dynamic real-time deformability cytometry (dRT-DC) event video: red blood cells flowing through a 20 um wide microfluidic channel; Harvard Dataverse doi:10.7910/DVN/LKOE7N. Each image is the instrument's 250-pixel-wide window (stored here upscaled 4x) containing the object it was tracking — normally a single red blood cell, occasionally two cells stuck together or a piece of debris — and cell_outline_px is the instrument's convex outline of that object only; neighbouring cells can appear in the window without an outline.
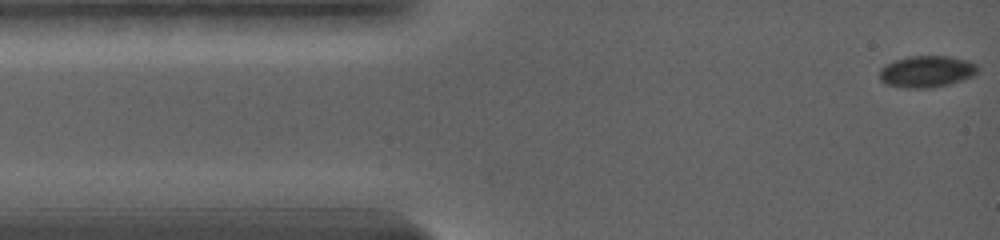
{"species": "common noctule bat (a hibernating species)", "species_latin": "Nyctalus noctula", "temperature_condition": "warm", "stored_images_in_passage": 67, "camera_frame_rate_fps": 5000, "um_per_image_px": 0.085, "animal": {"sex": "female", "body_mass_g": 19.0, "forearm_length_mm": 56.7}, "frame": {"image": 1, "passage_image": 1, "time_ms": 0.0, "image_size_px": [1000, 240], "cell_outline_px": [[976, 72], [968, 76], [944, 84], [892, 84], [884, 80], [880, 76], [880, 72], [888, 64], [896, 60], [912, 56], [948, 56], [964, 60], [976, 64]], "centroid_in_image_um": [78.8, 5.97], "position_along_channel_um": 6.2, "area_um2": 15.84}}
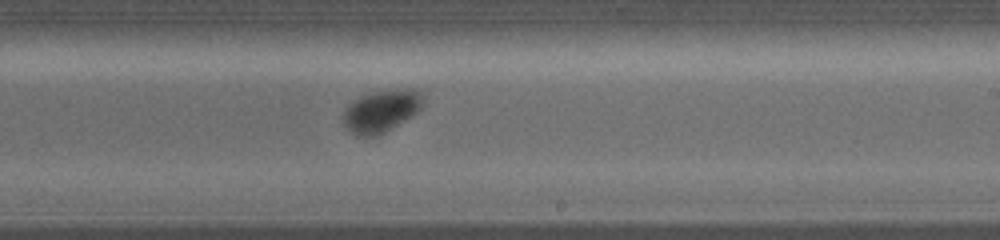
{"frame": {"image": 2, "passage_image": 30, "time_ms": 8.8, "image_size_px": [1000, 240], "cell_outline_px": [[424, 104], [416, 112], [384, 132], [376, 136], [356, 136], [344, 124], [344, 108], [360, 96], [372, 92], [404, 88], [416, 88], [420, 92]], "centroid_in_image_um": [32.41, 9.41], "position_along_channel_um": 256.6, "area_um2": 19.31}}
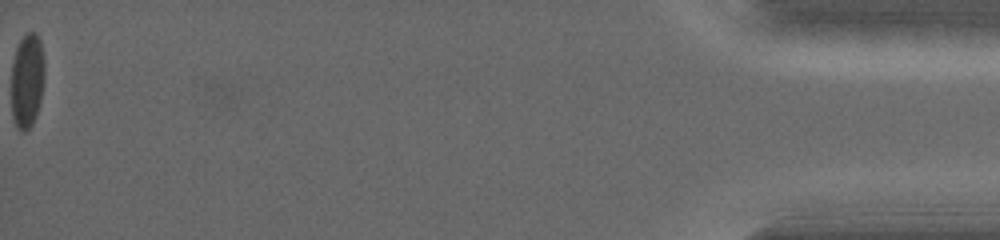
{"frame": {"image": 3, "passage_image": 67, "time_ms": 17.8, "image_size_px": [1000, 240], "cell_outline_px": [[44, 76], [40, 100], [36, 116], [32, 124], [24, 132], [20, 132], [16, 128], [12, 116], [12, 60], [16, 48], [24, 32], [36, 32], [40, 40], [44, 60]], "centroid_in_image_um": [2.3, 6.83], "position_along_channel_um": 432.9, "area_um2": 18.5}, "authors_computed_cell_mechanics": {"area_um2": 18.785, "velocity_mm_per_s": 3.6677, "shape_relaxation_time_tau1_ms": 2.3189, "shape_relaxation_time_tau2_ms": null, "deformation_change_tau1": 0.1236, "deformation_change_tau2": null}}